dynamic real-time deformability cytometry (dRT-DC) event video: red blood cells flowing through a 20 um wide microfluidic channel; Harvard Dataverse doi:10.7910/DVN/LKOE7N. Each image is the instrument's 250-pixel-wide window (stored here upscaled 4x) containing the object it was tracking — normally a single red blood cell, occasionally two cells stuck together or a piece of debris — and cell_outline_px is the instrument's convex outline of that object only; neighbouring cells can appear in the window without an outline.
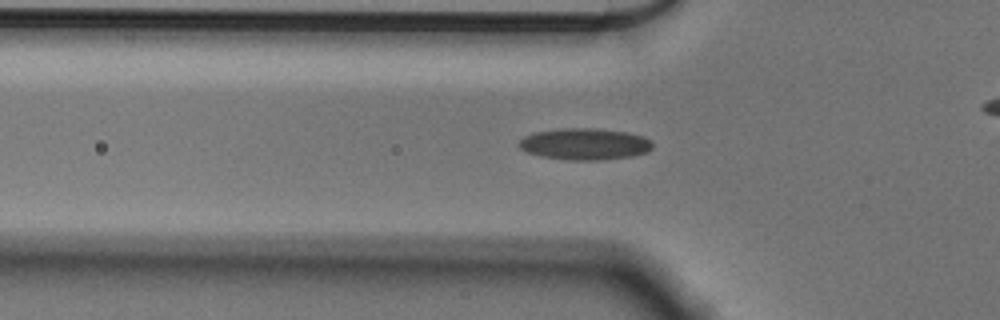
{"species": "Egyptian fruit bat (a non-hibernating species)", "species_latin": "Rousettus aegyptiacus", "temperature_condition": "cold", "stored_images_in_passage": 35, "camera_frame_rate_fps": 3000, "um_per_image_px": 0.085, "animal": {"sex": "male"}, "frame": {"image": 1, "passage_image": 5, "time_ms": 1.333, "image_size_px": [1000, 320], "cell_outline_px": [[652, 148], [648, 152], [632, 156], [600, 160], [572, 160], [540, 156], [528, 152], [520, 148], [516, 144], [524, 136], [532, 132], [560, 128], [596, 128], [624, 132], [644, 136], [652, 140]], "centroid_in_image_um": [49.69, 12.23], "position_along_channel_um": 76.1, "area_um2": 24.74}}
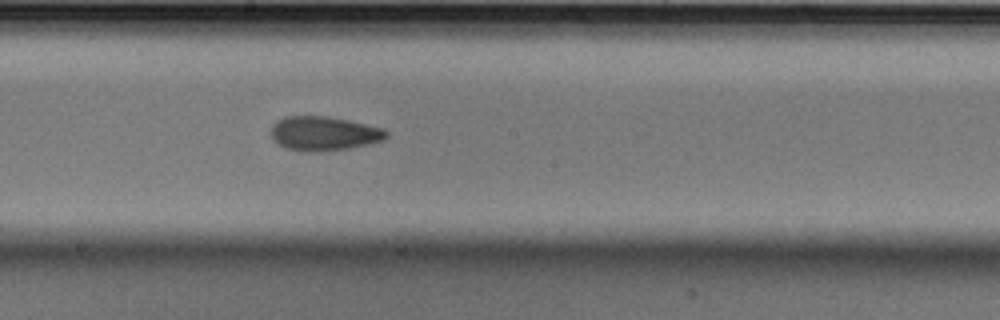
{"frame": {"image": 2, "passage_image": 17, "time_ms": 5.333, "image_size_px": [1000, 320], "cell_outline_px": [[388, 136], [384, 140], [368, 144], [348, 148], [320, 152], [308, 152], [284, 148], [272, 140], [272, 124], [276, 120], [284, 116], [328, 116], [348, 120], [384, 128], [388, 132]], "centroid_in_image_um": [27.51, 11.35], "position_along_channel_um": 220.7, "area_um2": 23.24}}
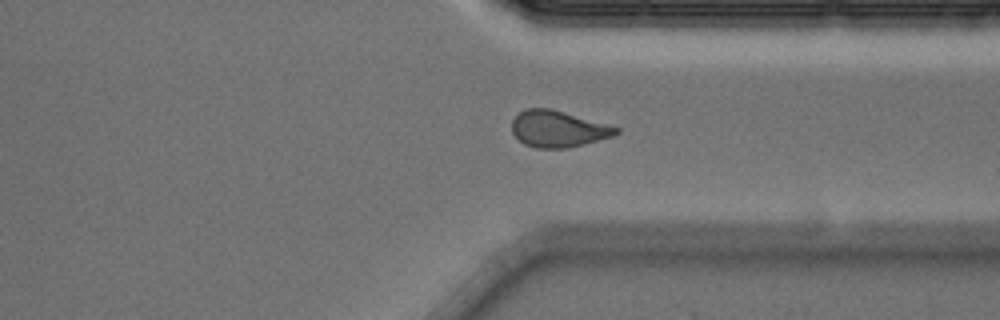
{"frame": {"image": 3, "passage_image": 29, "time_ms": 9.333, "image_size_px": [1000, 320], "cell_outline_px": [[620, 132], [616, 136], [568, 148], [536, 148], [524, 144], [512, 132], [512, 120], [520, 112], [528, 108], [548, 108], [564, 112], [620, 128]], "centroid_in_image_um": [47.46, 10.97], "position_along_channel_um": 363.9, "area_um2": 22.02}}